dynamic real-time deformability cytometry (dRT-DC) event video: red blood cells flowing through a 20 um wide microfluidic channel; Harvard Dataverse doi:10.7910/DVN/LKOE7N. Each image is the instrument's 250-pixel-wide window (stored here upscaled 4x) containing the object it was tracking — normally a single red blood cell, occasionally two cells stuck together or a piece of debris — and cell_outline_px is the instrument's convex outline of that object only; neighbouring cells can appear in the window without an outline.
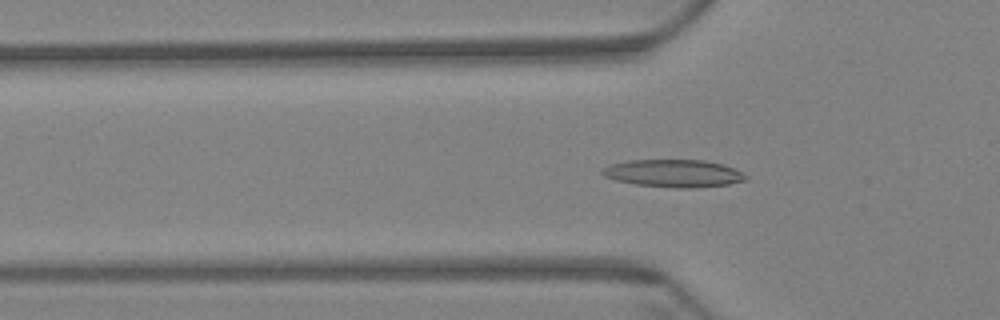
{"species": "Egyptian fruit bat (a non-hibernating species)", "species_latin": "Rousettus aegyptiacus", "temperature_condition": "warm", "stored_images_in_passage": 59, "camera_frame_rate_fps": 3000, "um_per_image_px": 0.085, "animal": {"sex": "female"}, "frame": {"image": 1, "passage_image": 19, "time_ms": 6.0, "image_size_px": [1000, 320], "cell_outline_px": [[748, 176], [744, 180], [728, 184], [696, 188], [676, 188], [636, 184], [616, 180], [604, 176], [600, 172], [604, 168], [612, 164], [628, 160], [704, 160], [720, 164], [732, 168]], "centroid_in_image_um": [57.23, 14.74], "position_along_channel_um": 68.6, "area_um2": 22.77}}
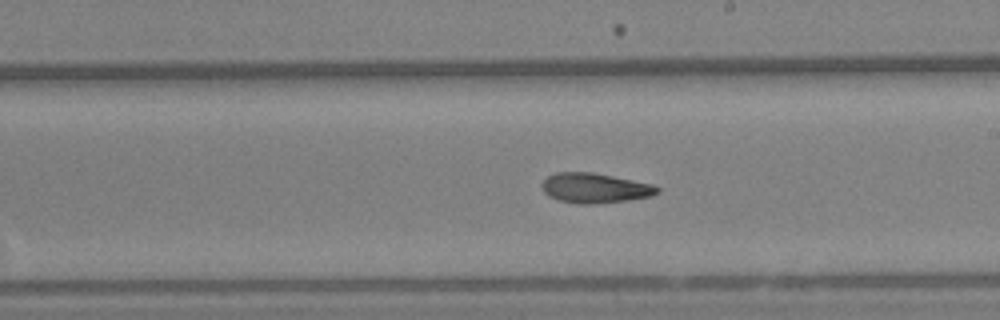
{"frame": {"image": 2, "passage_image": 34, "time_ms": 11.0, "image_size_px": [1000, 320], "cell_outline_px": [[660, 192], [652, 196], [628, 200], [596, 204], [580, 204], [560, 200], [548, 196], [544, 192], [540, 184], [548, 176], [556, 172], [592, 172], [652, 184], [660, 188]], "centroid_in_image_um": [50.56, 15.99], "position_along_channel_um": 238.4, "area_um2": 20.11}}
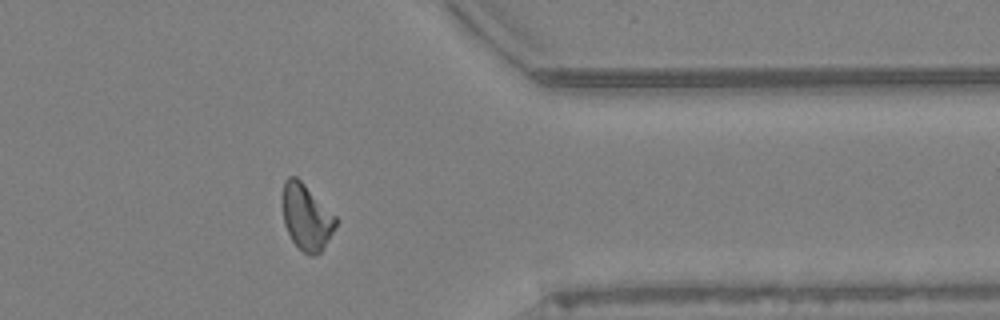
{"frame": {"image": 3, "passage_image": 48, "time_ms": 15.667, "image_size_px": [1000, 320], "cell_outline_px": [[336, 224], [328, 240], [320, 252], [316, 256], [308, 256], [292, 240], [284, 224], [284, 180], [288, 176], [296, 176], [336, 216]], "centroid_in_image_um": [26.05, 18.47], "position_along_channel_um": 385.3, "area_um2": 19.88}, "authors_computed_cell_mechanics": {"area_um2": 20.519, "velocity_mm_per_s": 3.4117, "shape_relaxation_time_tau1_ms": null, "shape_relaxation_time_tau2_ms": 7.3387, "deformation_change_tau1": null, "deformation_change_tau2": 0.1556}}